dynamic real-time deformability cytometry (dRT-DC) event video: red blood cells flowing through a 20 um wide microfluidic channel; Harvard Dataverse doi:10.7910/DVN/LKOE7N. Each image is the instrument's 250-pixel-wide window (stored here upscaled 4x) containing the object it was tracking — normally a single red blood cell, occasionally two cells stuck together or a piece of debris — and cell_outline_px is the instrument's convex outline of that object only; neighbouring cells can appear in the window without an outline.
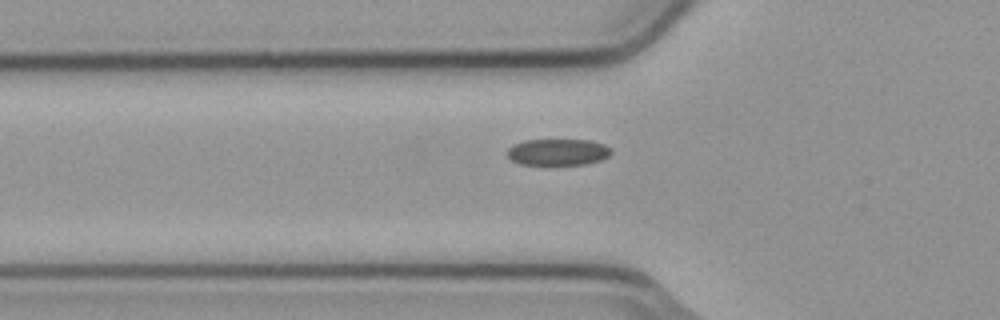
{"species": "common noctule bat (a hibernating species)", "species_latin": "Nyctalus noctula", "temperature_condition": "cold", "stored_images_in_passage": 40, "camera_frame_rate_fps": 3000, "um_per_image_px": 0.085, "animal": {"sex": "male", "body_mass_g": 23.1, "forearm_length_mm": 52.7}, "frame": {"image": 1, "passage_image": 4, "time_ms": 1.0, "image_size_px": [1000, 320], "cell_outline_px": [[612, 152], [608, 156], [600, 160], [584, 164], [520, 164], [512, 160], [508, 156], [508, 148], [512, 144], [524, 140], [592, 140], [604, 144], [612, 148]], "centroid_in_image_um": [47.43, 12.91], "position_along_channel_um": 78.4, "area_um2": 16.01}}
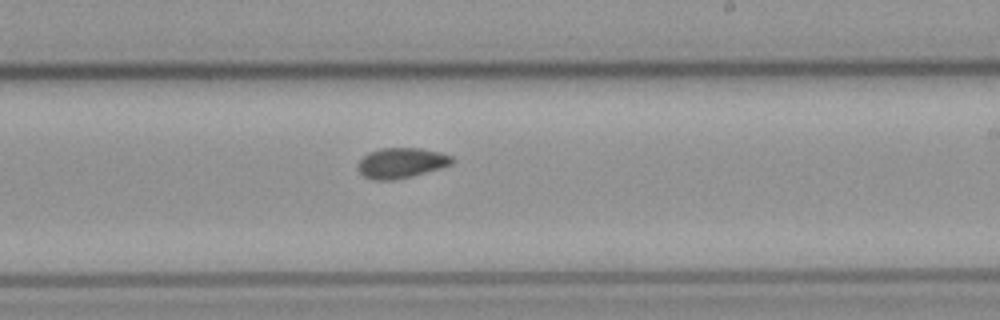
{"frame": {"image": 2, "passage_image": 18, "time_ms": 5.667, "image_size_px": [1000, 320], "cell_outline_px": [[456, 160], [452, 164], [440, 168], [412, 176], [392, 180], [372, 180], [364, 176], [356, 168], [360, 160], [368, 152], [380, 148], [420, 148], [440, 152], [452, 156]], "centroid_in_image_um": [34.11, 13.84], "position_along_channel_um": 254.9, "area_um2": 16.7}}
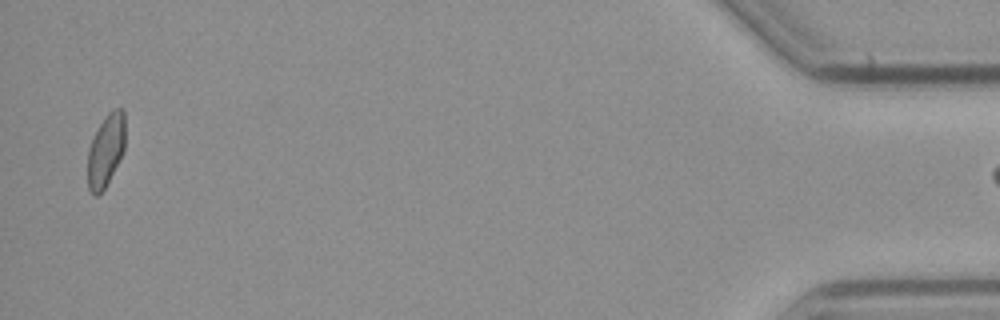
{"frame": {"image": 3, "passage_image": 39, "time_ms": 12.667, "image_size_px": [1000, 320], "cell_outline_px": [[124, 148], [104, 188], [96, 196], [88, 188], [88, 148], [104, 116], [112, 108], [124, 108]], "centroid_in_image_um": [8.98, 12.71], "position_along_channel_um": 426.2, "area_um2": 15.37}}